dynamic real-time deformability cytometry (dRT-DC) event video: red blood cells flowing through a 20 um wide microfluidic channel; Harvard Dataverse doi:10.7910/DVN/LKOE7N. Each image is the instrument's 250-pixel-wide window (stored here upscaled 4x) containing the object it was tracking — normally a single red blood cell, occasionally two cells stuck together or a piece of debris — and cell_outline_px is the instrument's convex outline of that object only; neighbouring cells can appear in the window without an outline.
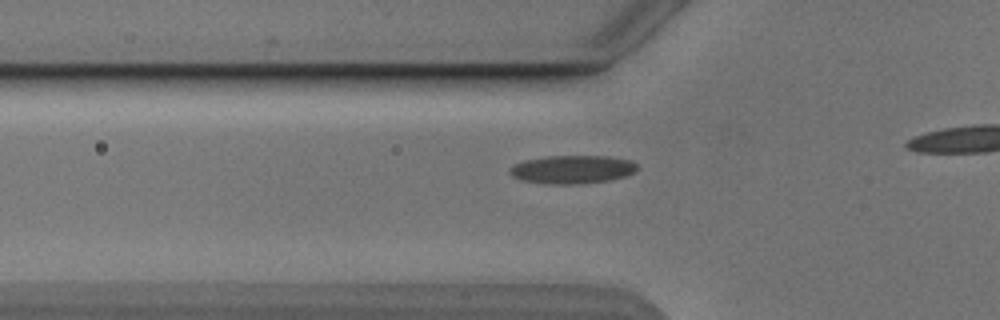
{"species": "Egyptian fruit bat (a non-hibernating species)", "species_latin": "Rousettus aegyptiacus", "temperature_condition": "cold", "stored_images_in_passage": 11, "camera_frame_rate_fps": 3000, "um_per_image_px": 0.085, "animal": {"sex": "male"}, "frame": {"image": 1, "passage_image": 2, "time_ms": 0.333, "image_size_px": [1000, 320], "cell_outline_px": [[640, 168], [624, 176], [608, 180], [576, 184], [548, 184], [524, 180], [512, 176], [508, 172], [508, 168], [524, 160], [544, 156], [608, 156], [628, 160], [636, 164]], "centroid_in_image_um": [48.61, 14.39], "position_along_channel_um": 77.2, "area_um2": 20.87}}
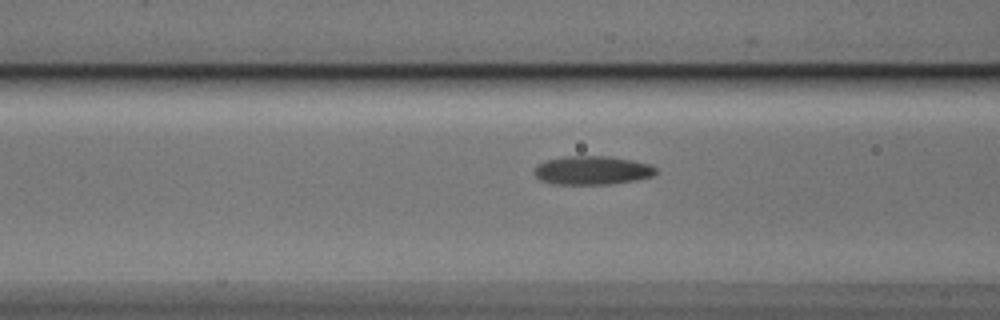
{"frame": {"image": 2, "passage_image": 5, "time_ms": 1.333, "image_size_px": [1000, 320], "cell_outline_px": [[656, 172], [652, 176], [636, 180], [612, 184], [552, 184], [540, 180], [536, 176], [536, 168], [540, 164], [548, 160], [564, 156], [608, 156], [632, 160], [652, 164], [656, 168]], "centroid_in_image_um": [50.39, 14.48], "position_along_channel_um": 116.2, "area_um2": 20.23}}
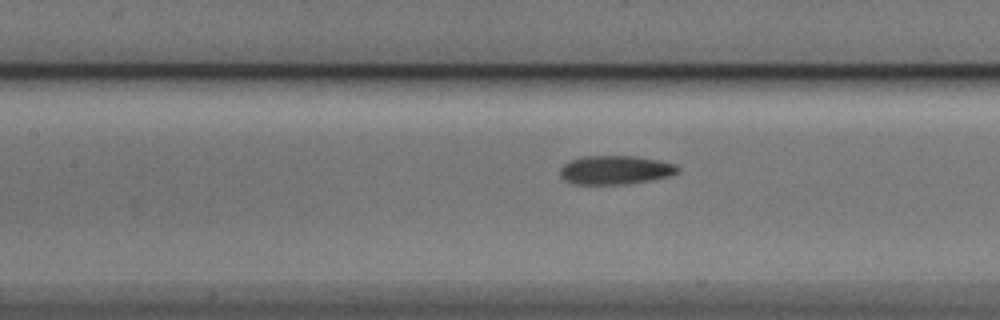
{"frame": {"image": 3, "passage_image": 8, "time_ms": 2.333, "image_size_px": [1000, 320], "cell_outline_px": [[680, 168], [676, 172], [668, 176], [628, 184], [572, 184], [564, 180], [560, 176], [560, 168], [564, 164], [572, 160], [584, 156], [632, 156], [656, 160], [672, 164]], "centroid_in_image_um": [52.23, 14.46], "position_along_channel_um": 155.2, "area_um2": 19.42}}